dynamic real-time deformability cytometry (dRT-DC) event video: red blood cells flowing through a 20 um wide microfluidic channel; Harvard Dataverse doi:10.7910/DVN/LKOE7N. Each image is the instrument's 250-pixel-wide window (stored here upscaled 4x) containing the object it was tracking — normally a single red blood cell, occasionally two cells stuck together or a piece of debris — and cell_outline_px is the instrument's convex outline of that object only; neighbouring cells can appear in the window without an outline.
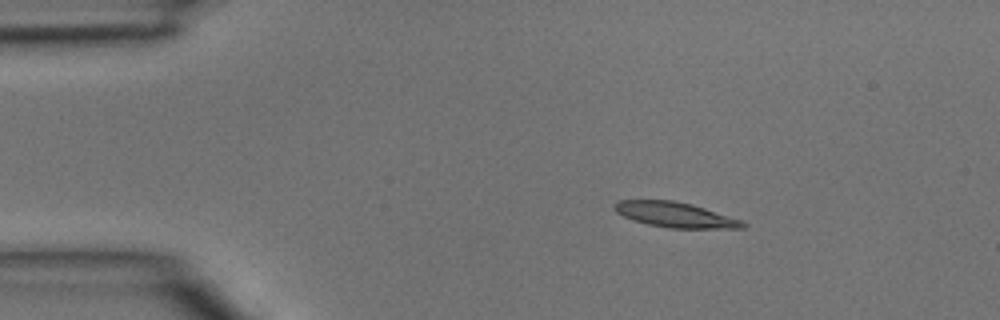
{"species": "common noctule bat (a hibernating species)", "species_latin": "Nyctalus noctula", "temperature_condition": "room temperature", "stored_images_in_passage": 3, "camera_frame_rate_fps": 3000, "um_per_image_px": 0.085, "animal": {"sex": "male", "body_mass_g": 15.6}, "frame": {"image": 1, "passage_image": 1, "time_ms": 0.0, "image_size_px": [1000, 320], "cell_outline_px": [[748, 224], [744, 228], [668, 228], [648, 224], [624, 216], [616, 212], [612, 204], [620, 200], [672, 200], [692, 204], [744, 220]], "centroid_in_image_um": [57.44, 18.25], "position_along_channel_um": 27.6, "area_um2": 18.84}}
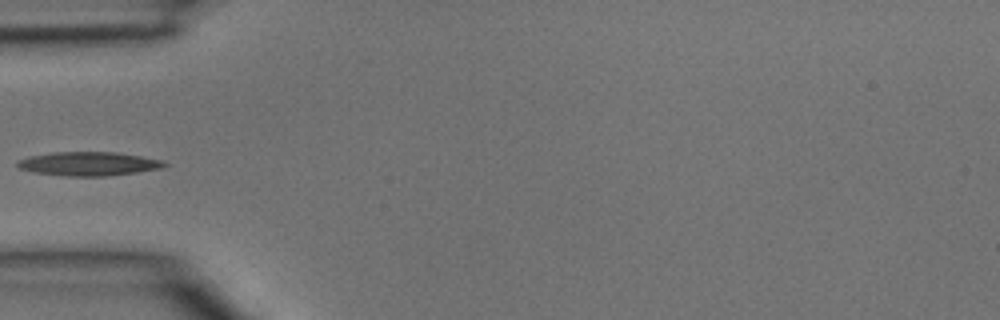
{"frame": {"image": 2, "passage_image": 3, "time_ms": 0.667, "image_size_px": [1000, 320], "cell_outline_px": [[168, 164], [164, 168], [108, 176], [64, 176], [32, 172], [20, 168], [16, 164], [16, 160], [28, 156], [52, 152], [116, 152], [164, 160]], "centroid_in_image_um": [7.52, 13.92], "position_along_channel_um": 77.5, "area_um2": 20.63}}